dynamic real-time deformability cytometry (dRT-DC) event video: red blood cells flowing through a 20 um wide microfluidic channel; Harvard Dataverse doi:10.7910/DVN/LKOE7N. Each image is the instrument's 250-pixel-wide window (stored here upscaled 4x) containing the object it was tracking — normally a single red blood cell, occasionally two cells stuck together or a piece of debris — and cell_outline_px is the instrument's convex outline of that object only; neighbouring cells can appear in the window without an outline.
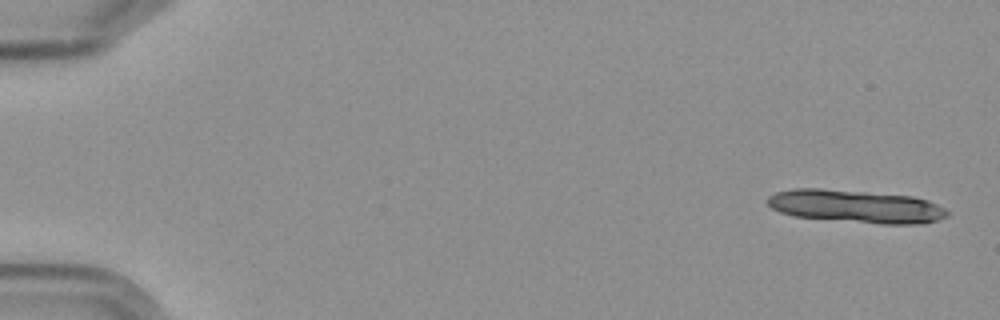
{"species": "Egyptian fruit bat (a non-hibernating species)", "species_latin": "Rousettus aegyptiacus", "temperature_condition": "cold", "stored_images_in_passage": 6, "camera_frame_rate_fps": 3000, "um_per_image_px": 0.085, "frame": {"image": 1, "passage_image": 1, "time_ms": 0.0, "image_size_px": [1000, 320], "cell_outline_px": [[948, 216], [924, 224], [880, 224], [792, 216], [780, 212], [772, 208], [764, 200], [768, 196], [776, 192], [792, 188], [820, 188], [912, 196], [928, 200], [944, 208], [948, 212]], "centroid_in_image_um": [72.72, 17.54], "position_along_channel_um": 12.3, "area_um2": 34.62}}